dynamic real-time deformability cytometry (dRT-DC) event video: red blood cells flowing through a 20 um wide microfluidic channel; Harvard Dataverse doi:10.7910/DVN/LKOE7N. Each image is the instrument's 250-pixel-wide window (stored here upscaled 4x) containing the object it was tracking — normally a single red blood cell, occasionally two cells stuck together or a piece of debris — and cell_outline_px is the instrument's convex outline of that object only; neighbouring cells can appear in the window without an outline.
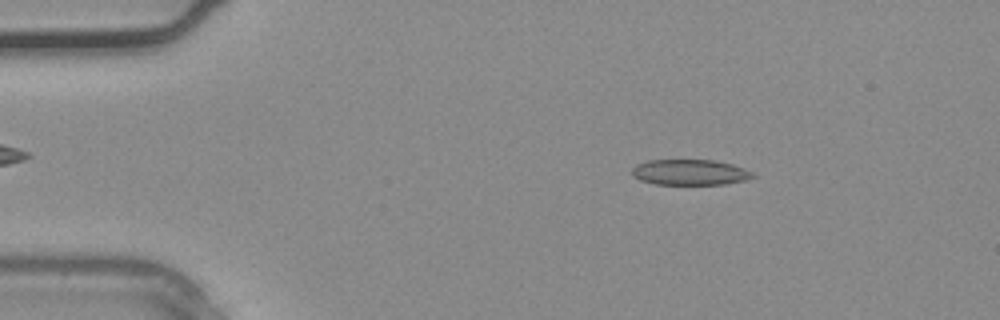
{"species": "common noctule bat (a hibernating species)", "species_latin": "Nyctalus noctula", "temperature_condition": "warm", "stored_images_in_passage": 31, "camera_frame_rate_fps": 3000, "um_per_image_px": 0.085, "animal": {"sex": "male", "body_mass_g": 20.4}, "frame": {"image": 1, "passage_image": 1, "time_ms": 0.0, "image_size_px": [1000, 320], "cell_outline_px": [[756, 176], [744, 180], [724, 184], [656, 184], [640, 180], [632, 176], [632, 168], [636, 164], [648, 160], [712, 160], [732, 164], [744, 168], [752, 172]], "centroid_in_image_um": [58.62, 14.64], "position_along_channel_um": 26.4, "area_um2": 17.98}}
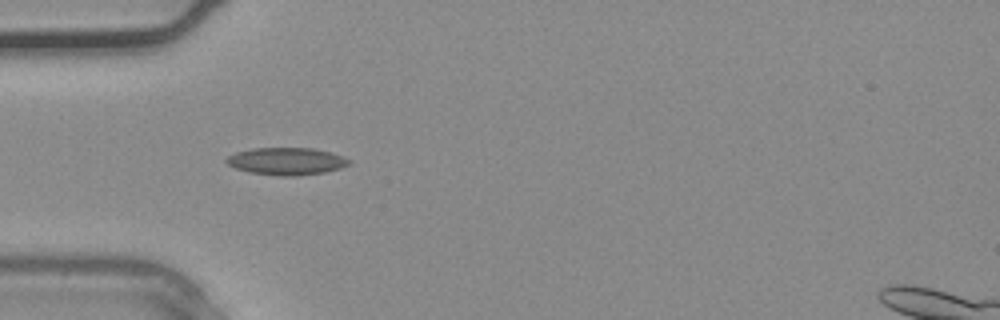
{"frame": {"image": 2, "passage_image": 6, "time_ms": 1.667, "image_size_px": [1000, 320], "cell_outline_px": [[352, 164], [340, 168], [324, 172], [296, 176], [280, 176], [248, 172], [236, 168], [228, 164], [224, 160], [228, 156], [236, 152], [252, 148], [312, 148], [328, 152], [352, 160]], "centroid_in_image_um": [24.34, 13.71], "position_along_channel_um": 60.7, "area_um2": 19.48}}
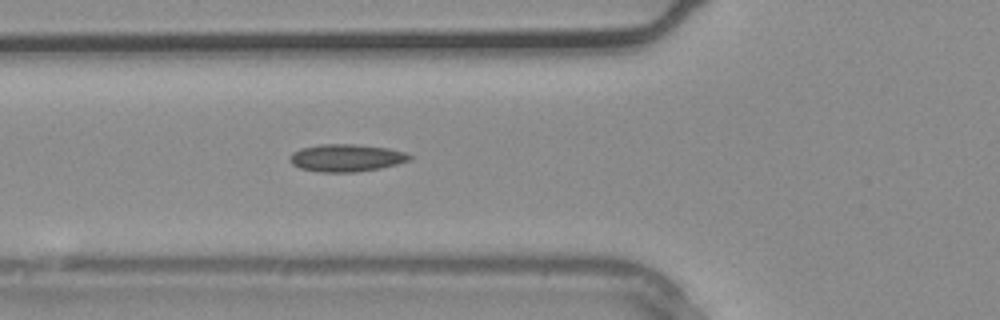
{"frame": {"image": 3, "passage_image": 8, "time_ms": 2.333, "image_size_px": [1000, 320], "cell_outline_px": [[412, 160], [380, 168], [356, 172], [320, 172], [300, 168], [292, 164], [288, 160], [288, 156], [292, 152], [300, 148], [320, 144], [352, 144], [388, 148], [404, 152], [412, 156]], "centroid_in_image_um": [29.4, 13.42], "position_along_channel_um": 96.4, "area_um2": 19.25}}